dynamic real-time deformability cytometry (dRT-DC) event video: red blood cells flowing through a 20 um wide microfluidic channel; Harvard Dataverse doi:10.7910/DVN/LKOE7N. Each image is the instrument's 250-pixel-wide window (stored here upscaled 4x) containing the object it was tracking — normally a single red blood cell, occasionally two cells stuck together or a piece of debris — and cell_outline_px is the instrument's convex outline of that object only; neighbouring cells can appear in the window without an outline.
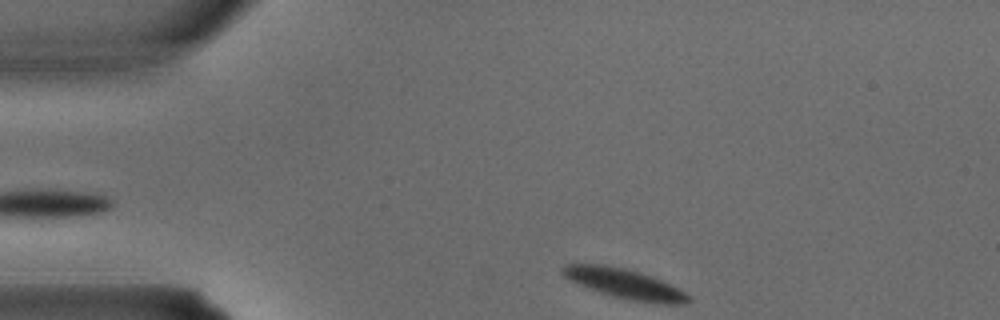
{"species": "common noctule bat (a hibernating species)", "species_latin": "Nyctalus noctula", "temperature_condition": "warm", "stored_images_in_passage": 2, "camera_frame_rate_fps": 3000, "um_per_image_px": 0.085, "animal": {"sex": "male", "body_mass_g": 15.6}, "frame": {"image": 1, "passage_image": 1, "time_ms": 0.0, "image_size_px": [1000, 320], "cell_outline_px": [[692, 300], [684, 304], [656, 304], [628, 300], [600, 292], [588, 288], [564, 276], [560, 272], [560, 268], [564, 264], [604, 264], [624, 268], [640, 272], [652, 276], [692, 296]], "centroid_in_image_um": [53.1, 24.12], "position_along_channel_um": 31.9, "area_um2": 21.85}}